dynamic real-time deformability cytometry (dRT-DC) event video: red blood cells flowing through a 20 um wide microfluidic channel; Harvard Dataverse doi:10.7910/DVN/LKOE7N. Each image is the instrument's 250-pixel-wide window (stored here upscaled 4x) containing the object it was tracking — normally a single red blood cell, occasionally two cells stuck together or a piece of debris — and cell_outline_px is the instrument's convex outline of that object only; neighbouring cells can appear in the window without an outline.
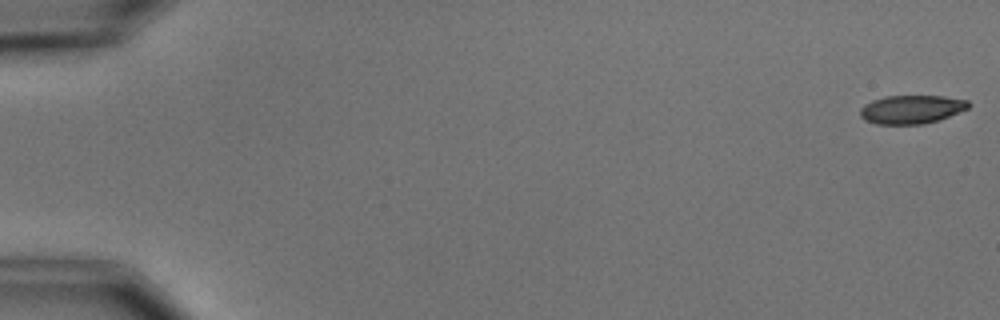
{"species": "common noctule bat (a hibernating species)", "species_latin": "Nyctalus noctula", "temperature_condition": "cold", "stored_images_in_passage": 7, "camera_frame_rate_fps": 3000, "um_per_image_px": 0.085, "animal": {"sex": "male", "body_mass_g": 15.6}, "frame": {"image": 1, "passage_image": 1, "time_ms": 0.0, "image_size_px": [1000, 320], "cell_outline_px": [[972, 104], [968, 108], [948, 116], [924, 124], [876, 124], [864, 120], [860, 116], [860, 108], [864, 104], [872, 100], [884, 96], [944, 96], [968, 100]], "centroid_in_image_um": [77.45, 9.29], "position_along_channel_um": 7.6, "area_um2": 18.03}}
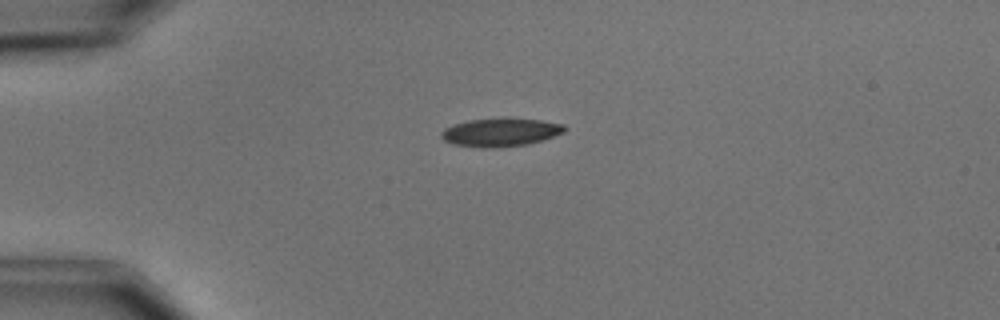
{"frame": {"image": 2, "passage_image": 4, "time_ms": 4.333, "image_size_px": [1000, 320], "cell_outline_px": [[568, 128], [564, 132], [528, 144], [496, 148], [484, 148], [452, 144], [444, 140], [440, 136], [440, 132], [444, 128], [452, 124], [468, 120], [504, 116], [508, 116], [540, 120], [564, 124]], "centroid_in_image_um": [42.51, 11.21], "position_along_channel_um": 42.5, "area_um2": 20.92}}
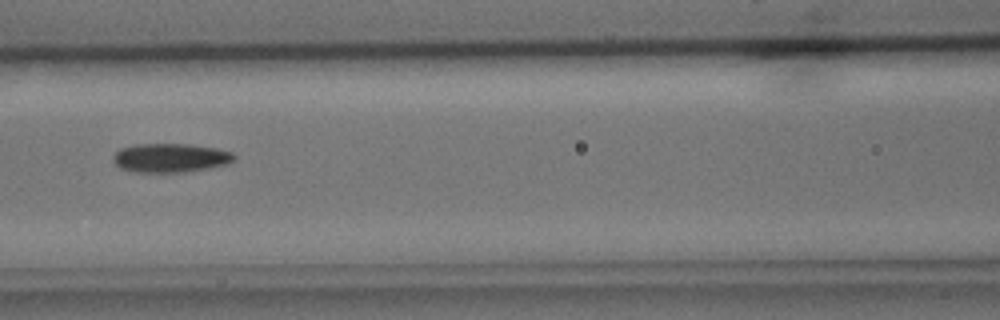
{"frame": {"image": 3, "passage_image": 7, "time_ms": 8.0, "image_size_px": [1000, 320], "cell_outline_px": [[236, 156], [228, 164], [208, 168], [184, 172], [136, 172], [120, 168], [112, 160], [112, 156], [120, 148], [136, 144], [188, 144], [216, 148], [232, 152]], "centroid_in_image_um": [14.47, 13.41], "position_along_channel_um": 152.1, "area_um2": 20.4}}